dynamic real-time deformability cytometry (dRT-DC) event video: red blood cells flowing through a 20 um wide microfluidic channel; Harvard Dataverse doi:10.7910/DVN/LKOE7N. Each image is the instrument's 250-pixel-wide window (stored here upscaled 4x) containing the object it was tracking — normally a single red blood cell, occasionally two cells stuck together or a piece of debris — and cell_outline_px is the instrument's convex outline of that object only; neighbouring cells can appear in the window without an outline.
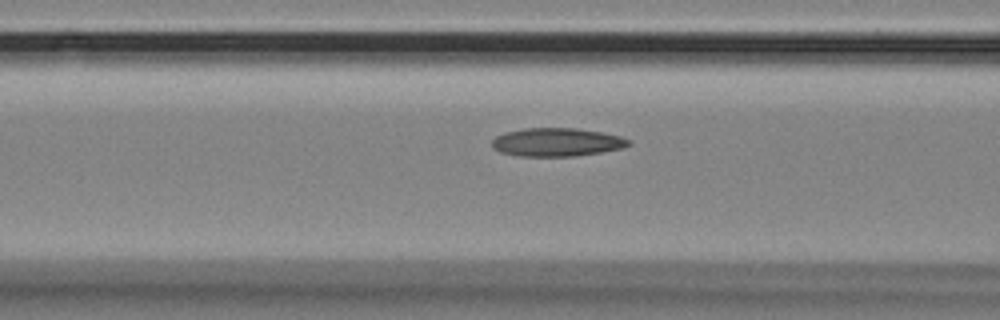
{"species": "Egyptian fruit bat (a non-hibernating species)", "species_latin": "Rousettus aegyptiacus", "temperature_condition": "room temperature", "stored_images_in_passage": 40, "camera_frame_rate_fps": 3000, "um_per_image_px": 0.085, "animal": {"sex": "female"}, "frame": {"image": 1, "passage_image": 6, "time_ms": 1.667, "image_size_px": [1000, 320], "cell_outline_px": [[632, 144], [624, 148], [576, 156], [520, 156], [500, 152], [492, 148], [492, 140], [496, 136], [504, 132], [524, 128], [576, 128], [600, 132], [620, 136], [632, 140]], "centroid_in_image_um": [47.34, 12.08], "position_along_channel_um": 119.3, "area_um2": 22.72}}
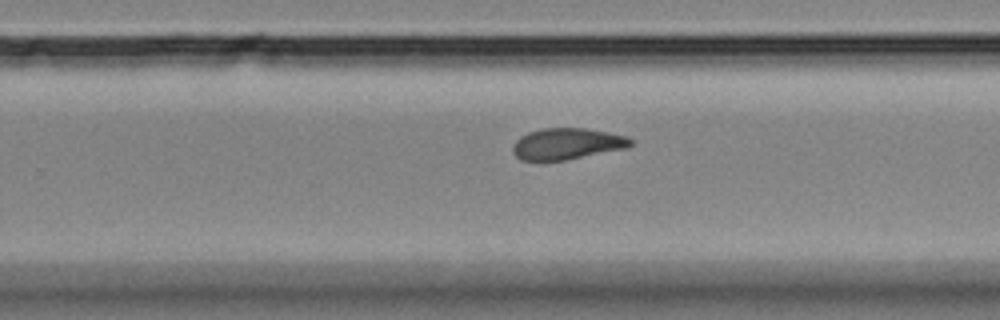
{"frame": {"image": 2, "passage_image": 20, "time_ms": 6.333, "image_size_px": [1000, 320], "cell_outline_px": [[632, 144], [628, 148], [544, 164], [536, 164], [520, 160], [512, 152], [512, 148], [516, 140], [520, 136], [528, 132], [544, 128], [584, 128], [628, 136], [632, 140]], "centroid_in_image_um": [48.12, 12.27], "position_along_channel_um": 281.7, "area_um2": 22.25}}
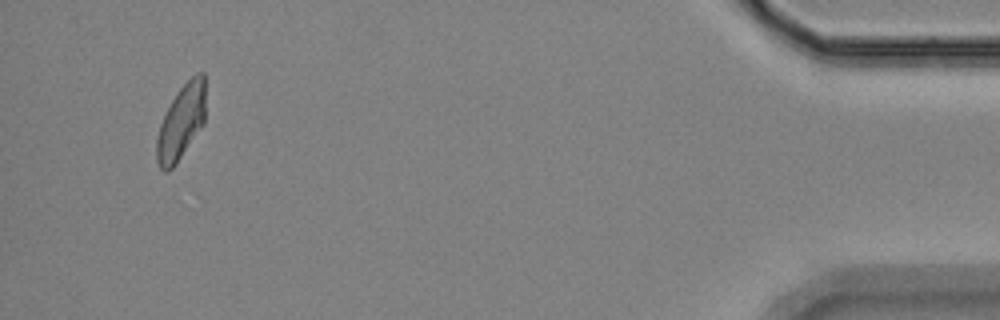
{"frame": {"image": 3, "passage_image": 38, "time_ms": 12.333, "image_size_px": [1000, 320], "cell_outline_px": [[204, 124], [176, 164], [168, 172], [164, 172], [160, 168], [156, 160], [156, 140], [160, 124], [172, 100], [180, 88], [196, 72], [204, 72]], "centroid_in_image_um": [15.39, 10.42], "position_along_channel_um": 419.8, "area_um2": 21.1}, "authors_computed_cell_mechanics": {"area_um2": 21.964, "velocity_mm_per_s": 3.4768, "shape_relaxation_time_tau1_ms": null, "shape_relaxation_time_tau2_ms": 2.9102, "deformation_change_tau1": null, "deformation_change_tau2": 0.097}}